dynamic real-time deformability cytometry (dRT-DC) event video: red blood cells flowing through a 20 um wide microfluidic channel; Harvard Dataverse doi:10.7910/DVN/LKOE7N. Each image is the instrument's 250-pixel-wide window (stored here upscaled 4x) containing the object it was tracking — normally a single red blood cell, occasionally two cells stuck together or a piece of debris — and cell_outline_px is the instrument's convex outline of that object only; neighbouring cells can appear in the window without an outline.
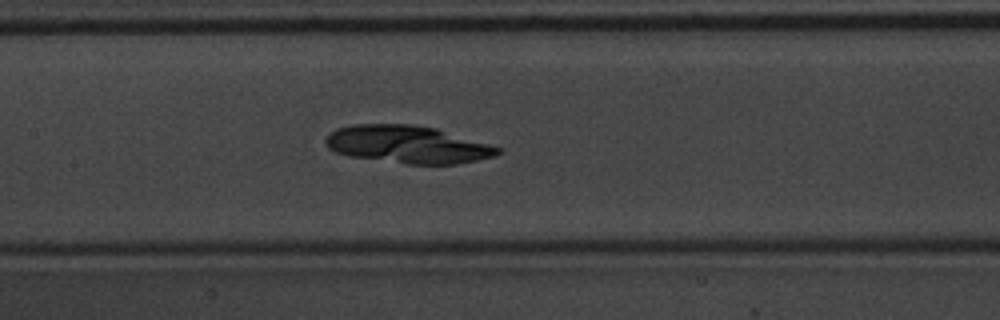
{"species": "common noctule bat (a hibernating species)", "species_latin": "Nyctalus noctula", "temperature_condition": "warm", "stored_images_in_passage": 41, "camera_frame_rate_fps": 3000, "um_per_image_px": 0.085, "animal": {"sex": "male", "body_mass_g": 20.1, "forearm_length_mm": 53.5}, "frame": {"image": 1, "passage_image": 13, "time_ms": 4.0, "image_size_px": [1000, 320], "cell_outline_px": [[500, 152], [492, 156], [476, 160], [456, 164], [408, 164], [348, 156], [336, 152], [328, 148], [324, 144], [324, 140], [336, 128], [352, 124], [412, 124], [436, 128], [488, 144], [500, 148]], "centroid_in_image_um": [34.58, 12.27], "position_along_channel_um": 172.8, "area_um2": 37.51}}
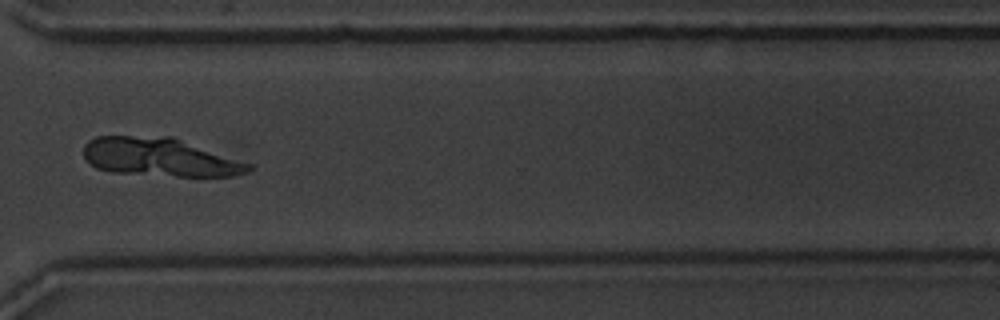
{"frame": {"image": 2, "passage_image": 28, "time_ms": 9.0, "image_size_px": [1000, 320], "cell_outline_px": [[252, 168], [248, 172], [232, 176], [176, 176], [112, 172], [96, 168], [88, 164], [84, 160], [84, 144], [88, 140], [96, 136], [172, 136], [252, 164]], "centroid_in_image_um": [13.55, 13.35], "position_along_channel_um": 357.0, "area_um2": 37.17}}
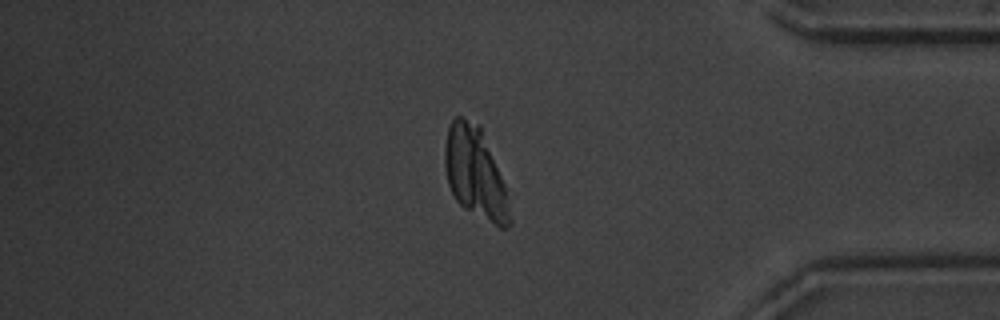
{"frame": {"image": 3, "passage_image": 33, "time_ms": 10.667, "image_size_px": [1000, 320], "cell_outline_px": [[512, 224], [508, 228], [500, 228], [464, 208], [456, 200], [448, 184], [444, 164], [444, 148], [448, 128], [452, 120], [456, 116], [460, 116], [480, 124], [504, 184], [512, 216]], "centroid_in_image_um": [40.39, 14.72], "position_along_channel_um": 394.8, "area_um2": 34.39}}